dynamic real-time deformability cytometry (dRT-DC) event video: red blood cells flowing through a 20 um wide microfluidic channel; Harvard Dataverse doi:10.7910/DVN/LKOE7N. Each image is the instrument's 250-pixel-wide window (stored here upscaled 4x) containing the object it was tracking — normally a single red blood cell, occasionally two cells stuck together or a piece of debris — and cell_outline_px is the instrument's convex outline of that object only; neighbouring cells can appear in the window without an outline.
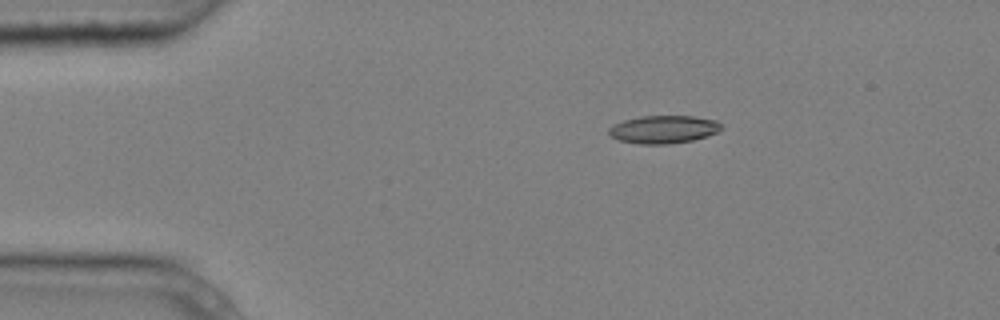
{"species": "common noctule bat (a hibernating species)", "species_latin": "Nyctalus noctula", "temperature_condition": "cold", "stored_images_in_passage": 7, "camera_frame_rate_fps": 3000, "um_per_image_px": 0.085, "animal": {"sex": "male", "body_mass_g": 20.4}, "frame": {"image": 1, "passage_image": 2, "time_ms": 0.333, "image_size_px": [1000, 320], "cell_outline_px": [[724, 128], [708, 136], [692, 140], [668, 144], [640, 144], [620, 140], [608, 136], [608, 128], [624, 120], [640, 116], [692, 116], [716, 120]], "centroid_in_image_um": [56.4, 11.0], "position_along_channel_um": 28.6, "area_um2": 18.26}}
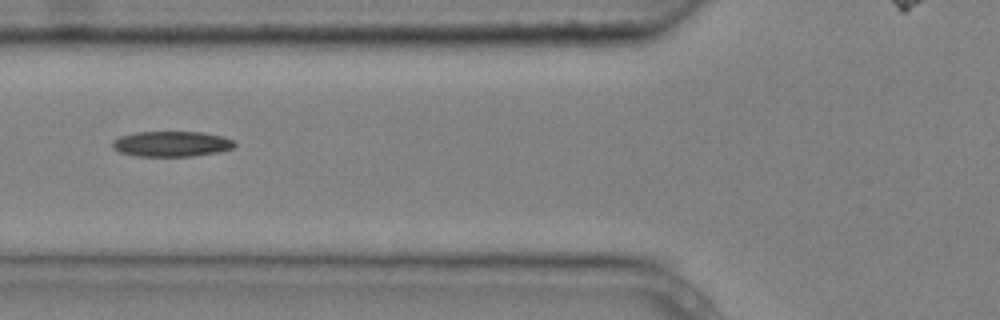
{"frame": {"image": 2, "passage_image": 5, "time_ms": 1.333, "image_size_px": [1000, 320], "cell_outline_px": [[236, 144], [232, 148], [216, 152], [192, 156], [136, 156], [120, 152], [112, 148], [112, 140], [120, 136], [136, 132], [204, 132], [220, 136], [232, 140]], "centroid_in_image_um": [14.53, 12.23], "position_along_channel_um": 111.3, "area_um2": 17.98}}